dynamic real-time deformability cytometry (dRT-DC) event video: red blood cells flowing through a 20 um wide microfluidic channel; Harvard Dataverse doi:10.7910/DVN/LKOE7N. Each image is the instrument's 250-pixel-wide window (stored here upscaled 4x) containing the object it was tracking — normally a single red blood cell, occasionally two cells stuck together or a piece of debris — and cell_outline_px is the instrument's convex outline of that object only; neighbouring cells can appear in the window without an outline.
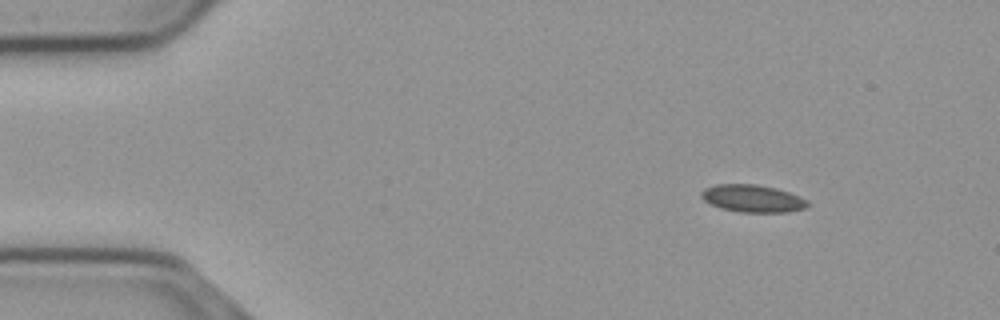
{"species": "common noctule bat (a hibernating species)", "species_latin": "Nyctalus noctula", "temperature_condition": "cold", "stored_images_in_passage": 56, "camera_frame_rate_fps": 3000, "um_per_image_px": 0.085, "animal": {"sex": "male", "body_mass_g": 23.1, "forearm_length_mm": 52.7}, "frame": {"image": 1, "passage_image": 7, "time_ms": 2.0, "image_size_px": [1000, 320], "cell_outline_px": [[808, 204], [804, 208], [788, 212], [740, 212], [720, 208], [704, 200], [700, 196], [700, 192], [704, 188], [716, 184], [756, 184], [776, 188], [800, 196], [808, 200]], "centroid_in_image_um": [63.95, 16.86], "position_along_channel_um": 21.1, "area_um2": 16.99}}
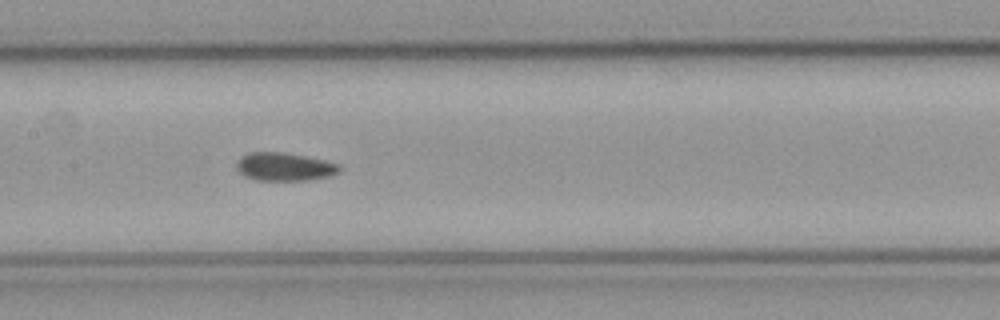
{"frame": {"image": 2, "passage_image": 27, "time_ms": 8.667, "image_size_px": [1000, 320], "cell_outline_px": [[340, 172], [332, 176], [308, 180], [256, 180], [244, 176], [236, 168], [236, 164], [248, 152], [284, 152], [324, 160], [340, 164]], "centroid_in_image_um": [24.22, 14.18], "position_along_channel_um": 183.2, "area_um2": 16.88}}
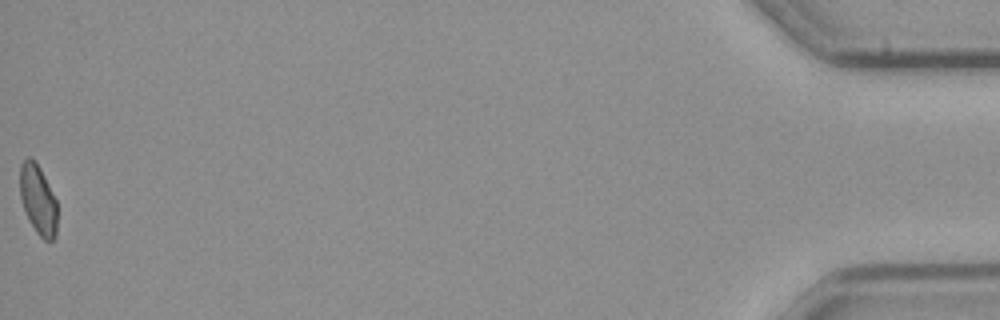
{"frame": {"image": 3, "passage_image": 56, "time_ms": 18.333, "image_size_px": [1000, 320], "cell_outline_px": [[56, 236], [52, 240], [44, 240], [36, 232], [28, 220], [20, 196], [20, 164], [28, 156], [36, 160], [56, 200]], "centroid_in_image_um": [3.22, 16.95], "position_along_channel_um": 432.0, "area_um2": 15.09}}